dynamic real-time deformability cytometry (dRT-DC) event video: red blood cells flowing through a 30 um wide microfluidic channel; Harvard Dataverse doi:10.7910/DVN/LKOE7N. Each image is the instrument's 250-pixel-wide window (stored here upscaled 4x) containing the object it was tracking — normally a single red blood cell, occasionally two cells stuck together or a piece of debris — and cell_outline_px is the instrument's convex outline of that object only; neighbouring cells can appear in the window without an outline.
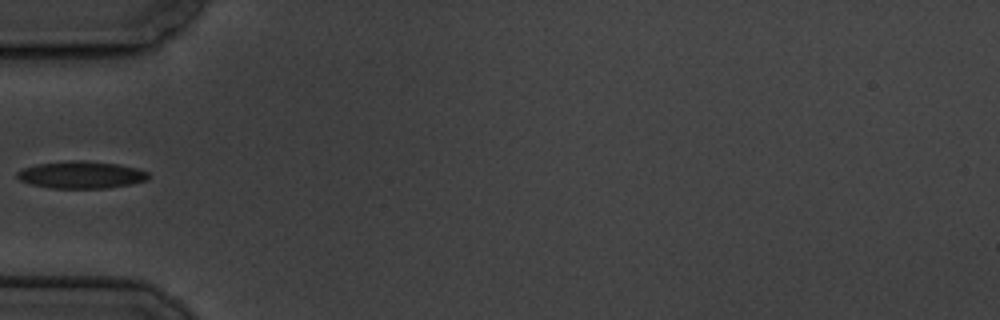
{"species": "common noctule bat (a hibernating species)", "species_latin": "Nyctalus noctula", "temperature_condition": "cold", "stored_images_in_passage": 11, "camera_frame_rate_fps": 3000, "um_per_image_px": 0.085, "animal": {"sex": "male", "body_mass_g": 19.5, "forearm_length_mm": 54.6}, "frame": {"image": 1, "passage_image": 5, "time_ms": 5.333, "image_size_px": [1000, 320], "cell_outline_px": [[148, 180], [132, 184], [108, 188], [52, 188], [32, 184], [20, 180], [16, 176], [16, 172], [24, 168], [36, 164], [68, 160], [80, 160], [116, 164], [136, 168], [148, 172]], "centroid_in_image_um": [6.9, 14.86], "position_along_channel_um": 78.1, "area_um2": 20.75}}
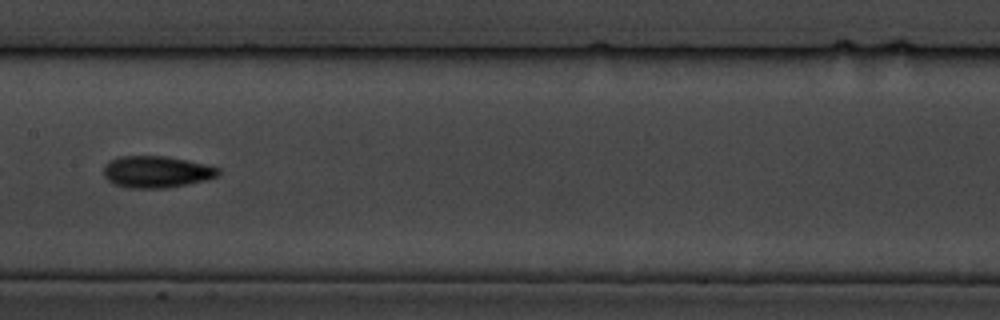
{"frame": {"image": 2, "passage_image": 8, "time_ms": 8.667, "image_size_px": [1000, 320], "cell_outline_px": [[220, 176], [208, 180], [164, 188], [128, 188], [112, 184], [104, 176], [104, 164], [120, 156], [164, 156], [188, 160], [220, 168]], "centroid_in_image_um": [13.31, 14.61], "position_along_channel_um": 194.1, "area_um2": 21.33}}
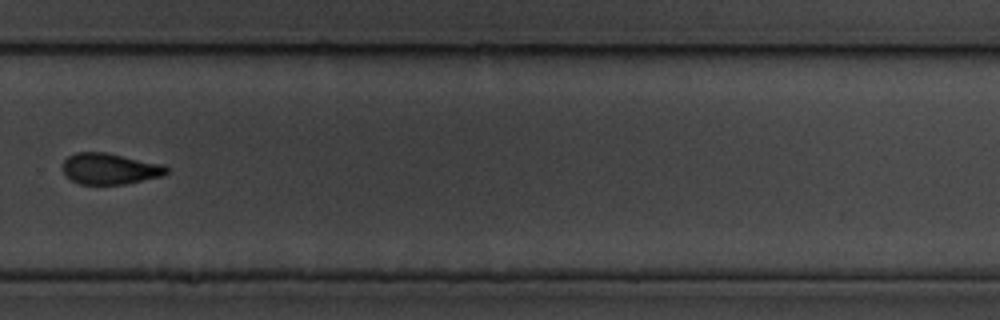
{"frame": {"image": 3, "passage_image": 11, "time_ms": 12.333, "image_size_px": [1000, 320], "cell_outline_px": [[168, 172], [164, 176], [124, 184], [80, 184], [72, 180], [60, 168], [60, 164], [68, 156], [76, 152], [104, 152], [164, 164], [168, 168]], "centroid_in_image_um": [9.33, 14.34], "position_along_channel_um": 320.5, "area_um2": 18.96}}